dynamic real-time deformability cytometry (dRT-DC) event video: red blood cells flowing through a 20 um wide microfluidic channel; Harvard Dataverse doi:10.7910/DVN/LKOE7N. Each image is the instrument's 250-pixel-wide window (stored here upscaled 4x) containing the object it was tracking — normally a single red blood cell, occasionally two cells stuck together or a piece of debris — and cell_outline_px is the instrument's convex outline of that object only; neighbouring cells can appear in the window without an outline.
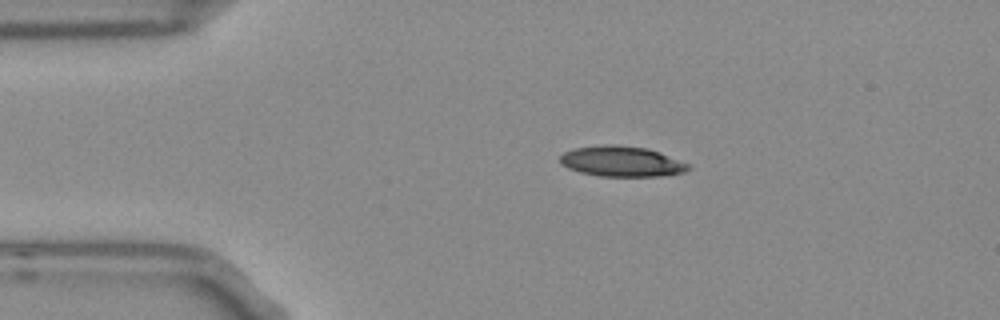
{"species": "Egyptian fruit bat (a non-hibernating species)", "species_latin": "Rousettus aegyptiacus", "temperature_condition": "room temperature", "stored_images_in_passage": 44, "camera_frame_rate_fps": 3000, "um_per_image_px": 0.085, "frame": {"image": 1, "passage_image": 1, "time_ms": 0.0, "image_size_px": [1000, 320], "cell_outline_px": [[692, 168], [684, 172], [660, 176], [600, 176], [580, 172], [568, 168], [560, 164], [560, 156], [564, 152], [572, 148], [604, 144], [616, 144], [648, 148], [660, 152], [688, 164]], "centroid_in_image_um": [52.81, 13.71], "position_along_channel_um": 32.2, "area_um2": 22.89}}
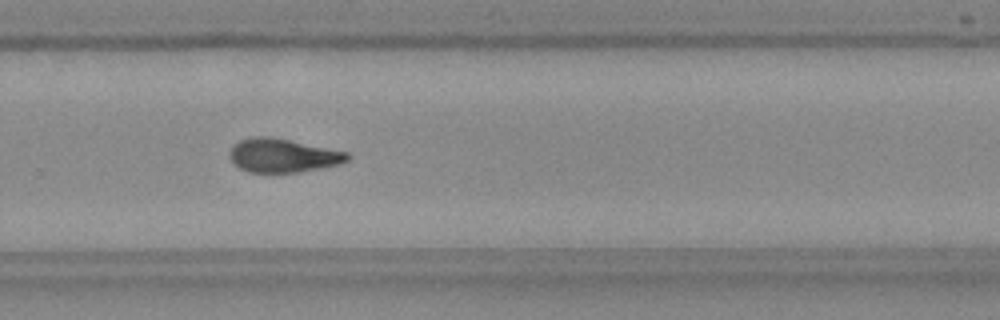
{"frame": {"image": 2, "passage_image": 26, "time_ms": 8.333, "image_size_px": [1000, 320], "cell_outline_px": [[352, 156], [348, 160], [340, 164], [296, 172], [248, 172], [240, 168], [228, 156], [228, 152], [240, 140], [252, 136], [268, 136], [348, 152]], "centroid_in_image_um": [24.04, 13.21], "position_along_channel_um": 305.8, "area_um2": 22.83}}
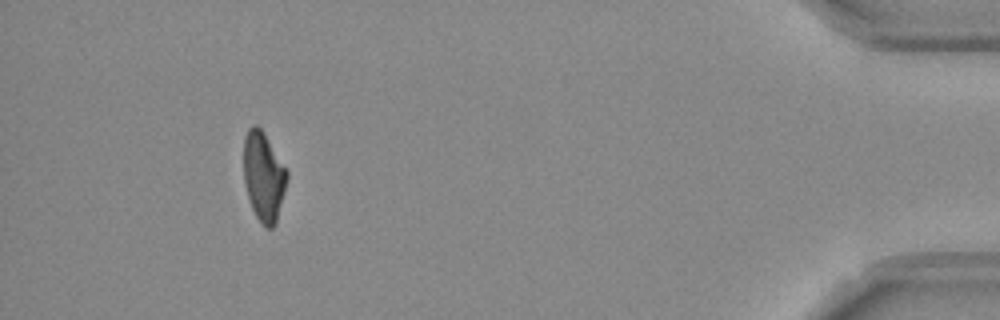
{"frame": {"image": 3, "passage_image": 40, "time_ms": 13.0, "image_size_px": [1000, 320], "cell_outline_px": [[288, 176], [276, 224], [272, 228], [264, 228], [256, 216], [252, 208], [248, 196], [244, 180], [244, 136], [248, 128], [252, 124], [256, 124], [260, 128], [288, 172]], "centroid_in_image_um": [22.39, 15.02], "position_along_channel_um": 412.8, "area_um2": 22.25}, "authors_computed_cell_mechanics": {"area_um2": 23.2356, "velocity_mm_per_s": 3.7505, "shape_relaxation_time_tau1_ms": null, "shape_relaxation_time_tau2_ms": 2.7588, "deformation_change_tau1": null, "deformation_change_tau2": 0.1072}}